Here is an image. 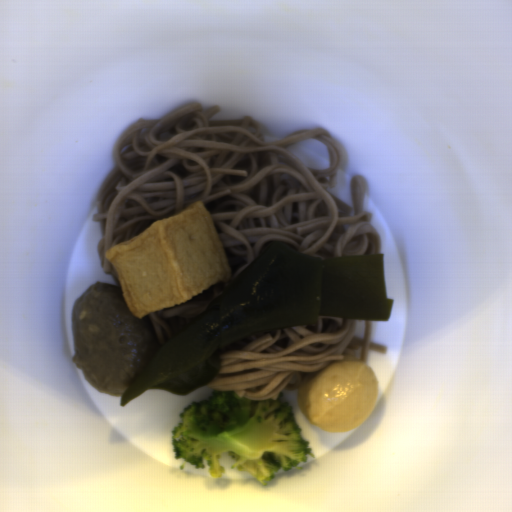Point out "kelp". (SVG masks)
Masks as SVG:
<instances>
[{
	"label": "kelp",
	"instance_id": "obj_1",
	"mask_svg": "<svg viewBox=\"0 0 512 512\" xmlns=\"http://www.w3.org/2000/svg\"><path fill=\"white\" fill-rule=\"evenodd\" d=\"M384 253L320 259L283 242L266 249L224 294L164 343L122 392L121 406L148 389L187 395L215 379L218 350L272 328L315 325L318 317L388 321Z\"/></svg>",
	"mask_w": 512,
	"mask_h": 512
}]
</instances>
